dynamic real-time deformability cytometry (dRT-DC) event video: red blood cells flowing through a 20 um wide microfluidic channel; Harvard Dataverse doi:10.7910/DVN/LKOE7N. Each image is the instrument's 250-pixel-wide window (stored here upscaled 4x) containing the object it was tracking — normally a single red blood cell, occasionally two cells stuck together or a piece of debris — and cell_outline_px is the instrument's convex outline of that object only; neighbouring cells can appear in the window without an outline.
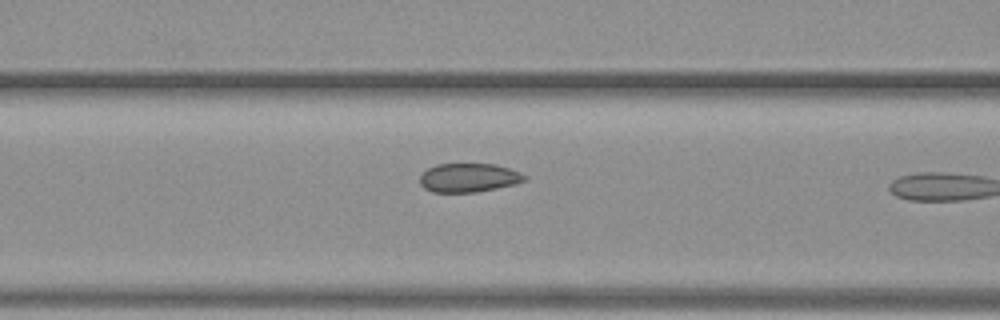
{"species": "common noctule bat (a hibernating species)", "species_latin": "Nyctalus noctula", "temperature_condition": "warm", "stored_images_in_passage": 10, "camera_frame_rate_fps": 3000, "um_per_image_px": 0.085, "animal": {"sex": "female", "body_mass_g": 19.3, "forearm_length_mm": 54.1}, "frame": {"image": 1, "passage_image": 9, "time_ms": 2.667, "image_size_px": [1000, 320], "cell_outline_px": [[528, 176], [524, 180], [516, 184], [476, 192], [432, 192], [424, 188], [420, 184], [420, 176], [428, 168], [436, 164], [496, 164], [520, 172]], "centroid_in_image_um": [39.84, 15.1], "position_along_channel_um": 126.8, "area_um2": 17.57}}